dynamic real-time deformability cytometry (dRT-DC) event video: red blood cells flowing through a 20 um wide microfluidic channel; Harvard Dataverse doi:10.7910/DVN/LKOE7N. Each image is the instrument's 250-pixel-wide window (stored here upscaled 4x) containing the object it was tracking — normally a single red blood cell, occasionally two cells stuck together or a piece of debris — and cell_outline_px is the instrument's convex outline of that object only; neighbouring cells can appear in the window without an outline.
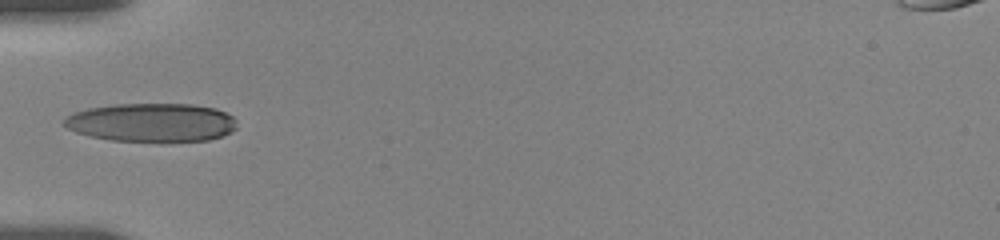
{"species": "human", "species_latin": "Homo sapiens", "temperature_condition": "room temperature", "stored_images_in_passage": 29, "camera_frame_rate_fps": 3000, "um_per_image_px": 0.085, "donor": {"sex": "female"}, "frame": {"image": 1, "passage_image": 1, "time_ms": 0.0, "image_size_px": [1000, 240], "cell_outline_px": [[228, 128], [224, 132], [216, 136], [196, 140], [132, 140], [88, 112], [104, 108], [144, 104], [160, 104], [208, 108], [220, 112], [228, 116]], "centroid_in_image_um": [13.93, 10.35], "position_along_channel_um": 71.1, "area_um2": 27.98}}
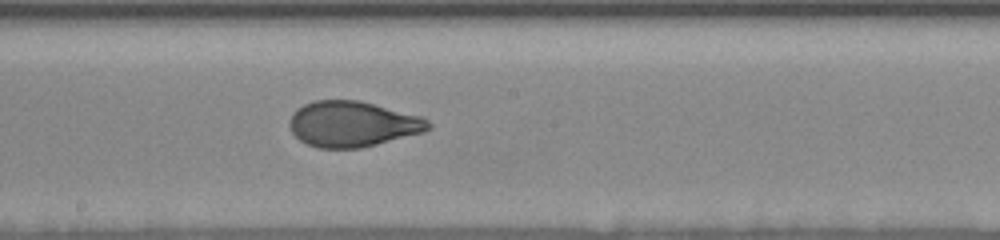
{"frame": {"image": 2, "passage_image": 13, "time_ms": 4.0, "image_size_px": [1000, 240], "cell_outline_px": [[424, 128], [412, 132], [368, 144], [316, 144], [304, 140], [296, 132], [296, 116], [304, 108], [312, 104], [328, 100], [340, 100], [364, 104], [420, 120], [424, 124]], "centroid_in_image_um": [29.86, 10.5], "position_along_channel_um": 218.3, "area_um2": 29.82}}
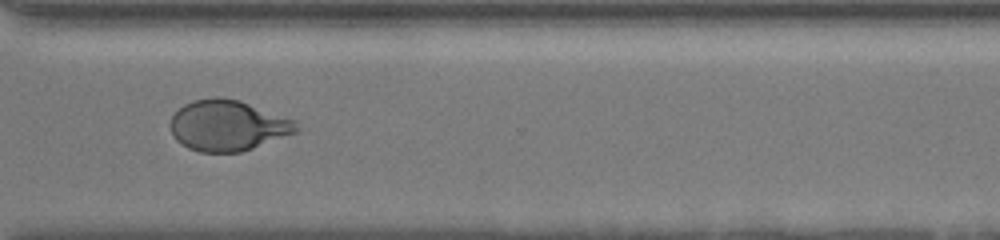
{"frame": {"image": 3, "passage_image": 24, "time_ms": 7.667, "image_size_px": [1000, 240], "cell_outline_px": [[284, 132], [248, 148], [232, 152], [208, 152], [192, 148], [188, 144], [184, 108], [188, 104], [200, 100], [232, 100], [244, 104]], "centroid_in_image_um": [19.17, 10.74], "position_along_channel_um": 351.4, "area_um2": 27.34}}